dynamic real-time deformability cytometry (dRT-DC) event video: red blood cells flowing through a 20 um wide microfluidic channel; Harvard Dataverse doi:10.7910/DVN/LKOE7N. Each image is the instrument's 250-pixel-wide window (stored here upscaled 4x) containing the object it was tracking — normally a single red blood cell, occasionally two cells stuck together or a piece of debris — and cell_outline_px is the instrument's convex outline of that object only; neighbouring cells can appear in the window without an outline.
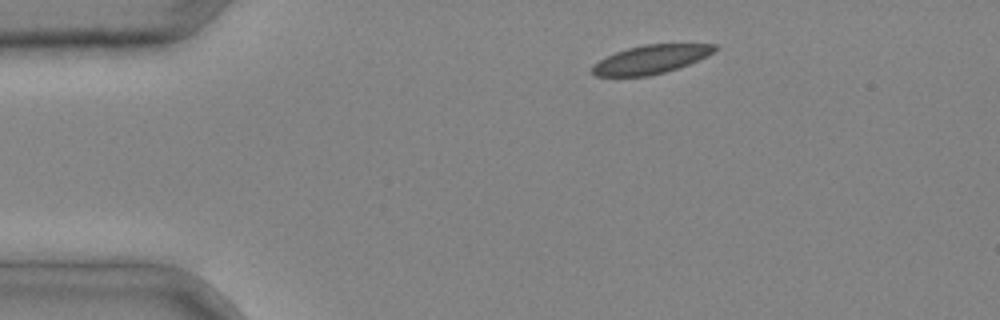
{"species": "common noctule bat (a hibernating species)", "species_latin": "Nyctalus noctula", "temperature_condition": "cold", "stored_images_in_passage": 5, "camera_frame_rate_fps": 3000, "um_per_image_px": 0.085, "animal": {"sex": "male", "body_mass_g": 20.4}, "frame": {"image": 1, "passage_image": 5, "time_ms": 1.333, "image_size_px": [1000, 320], "cell_outline_px": [[720, 48], [688, 64], [664, 72], [648, 76], [596, 76], [592, 72], [592, 64], [616, 52], [628, 48], [644, 44], [720, 44]], "centroid_in_image_um": [55.31, 5.04], "position_along_channel_um": 29.7, "area_um2": 20.11}}